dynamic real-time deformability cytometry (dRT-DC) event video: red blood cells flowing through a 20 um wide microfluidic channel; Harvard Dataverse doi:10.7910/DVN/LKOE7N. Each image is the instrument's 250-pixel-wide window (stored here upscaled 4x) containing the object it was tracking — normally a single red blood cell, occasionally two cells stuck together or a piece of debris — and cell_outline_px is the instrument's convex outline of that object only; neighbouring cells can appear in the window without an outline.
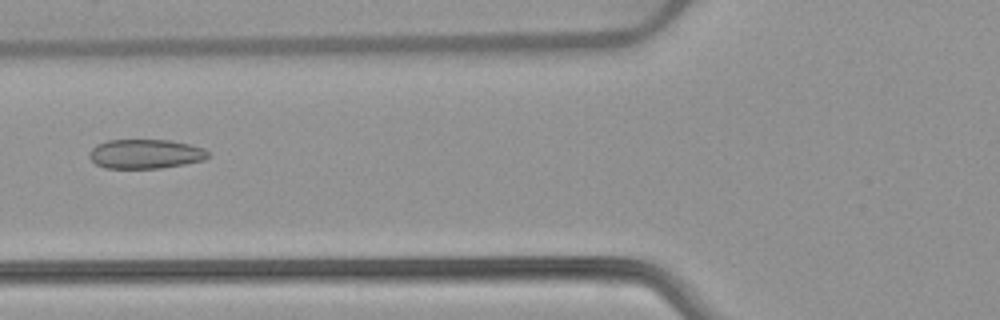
{"species": "common noctule bat (a hibernating species)", "species_latin": "Nyctalus noctula", "temperature_condition": "warm", "stored_images_in_passage": 42, "camera_frame_rate_fps": 3000, "um_per_image_px": 0.085, "animal": {"sex": "female", "body_mass_g": 22.7, "forearm_length_mm": 54.2}, "frame": {"image": 1, "passage_image": 10, "time_ms": 3.0, "image_size_px": [1000, 320], "cell_outline_px": [[208, 156], [204, 160], [184, 164], [160, 168], [104, 168], [96, 164], [88, 156], [92, 148], [96, 144], [108, 140], [172, 140], [204, 148], [208, 152]], "centroid_in_image_um": [12.34, 13.08], "position_along_channel_um": 113.5, "area_um2": 20.29}}
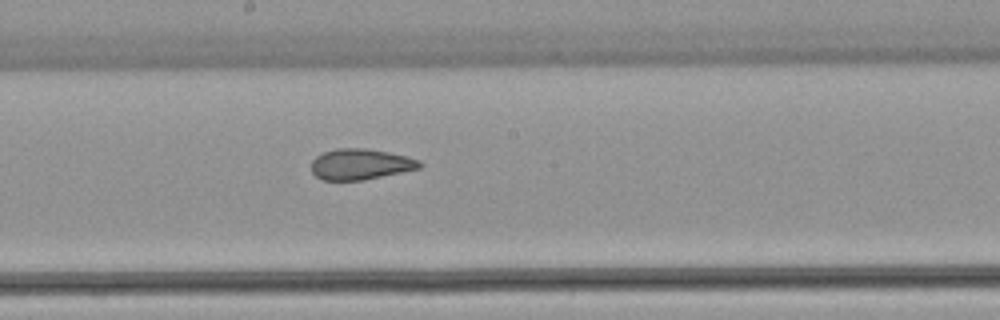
{"frame": {"image": 2, "passage_image": 18, "time_ms": 5.667, "image_size_px": [1000, 320], "cell_outline_px": [[424, 164], [420, 168], [364, 180], [320, 180], [312, 172], [312, 160], [316, 156], [324, 152], [336, 148], [368, 148], [388, 152], [420, 160]], "centroid_in_image_um": [30.63, 13.96], "position_along_channel_um": 217.6, "area_um2": 19.48}}
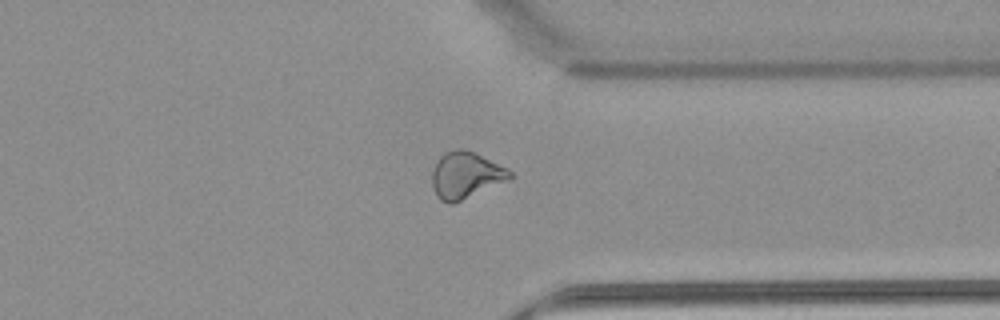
{"frame": {"image": 3, "passage_image": 30, "time_ms": 9.667, "image_size_px": [1000, 320], "cell_outline_px": [[512, 176], [508, 180], [452, 204], [448, 204], [440, 200], [436, 196], [432, 188], [432, 172], [436, 160], [444, 152], [456, 148], [464, 148], [508, 168], [512, 172]], "centroid_in_image_um": [39.55, 14.88], "position_along_channel_um": 371.9, "area_um2": 21.15}, "authors_computed_cell_mechanics": {"area_um2": 20.8658, "velocity_mm_per_s": 3.9128, "shape_relaxation_time_tau1_ms": null, "shape_relaxation_time_tau2_ms": 1.9073, "deformation_change_tau1": null, "deformation_change_tau2": 0.0937}}